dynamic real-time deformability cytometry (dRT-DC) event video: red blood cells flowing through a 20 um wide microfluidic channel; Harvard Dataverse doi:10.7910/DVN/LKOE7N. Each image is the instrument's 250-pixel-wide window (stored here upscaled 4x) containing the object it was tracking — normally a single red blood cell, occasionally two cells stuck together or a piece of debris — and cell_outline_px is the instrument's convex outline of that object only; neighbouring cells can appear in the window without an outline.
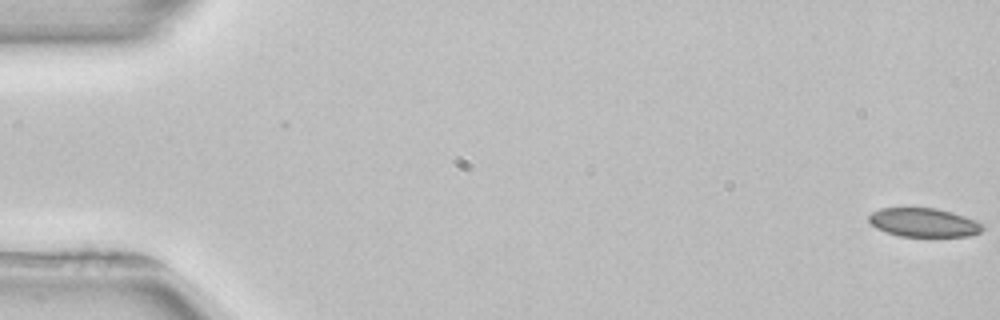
{"species": "common noctule bat (a hibernating species)", "species_latin": "Nyctalus noctula", "temperature_condition": "room temperature", "stored_images_in_passage": 53, "camera_frame_rate_fps": 3000, "um_per_image_px": 0.085, "animal": {"sex": "female", "body_mass_g": 22.7, "forearm_length_mm": 54.2}, "frame": {"image": 1, "passage_image": 1, "time_ms": 0.0, "image_size_px": [1000, 320], "cell_outline_px": [[984, 228], [980, 232], [968, 236], [900, 236], [876, 228], [868, 220], [868, 216], [872, 212], [880, 208], [936, 208], [952, 212], [964, 216], [980, 224]], "centroid_in_image_um": [78.48, 18.91], "position_along_channel_um": 6.5, "area_um2": 18.79}}
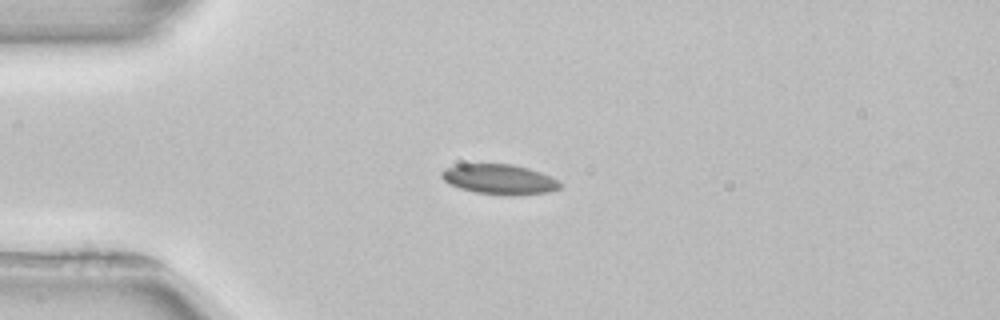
{"frame": {"image": 2, "passage_image": 14, "time_ms": 4.333, "image_size_px": [1000, 320], "cell_outline_px": [[560, 188], [548, 192], [476, 192], [460, 188], [448, 184], [440, 176], [440, 172], [444, 168], [456, 164], [512, 164], [528, 168], [540, 172], [556, 180], [560, 184]], "centroid_in_image_um": [42.33, 15.17], "position_along_channel_um": 42.7, "area_um2": 19.65}}
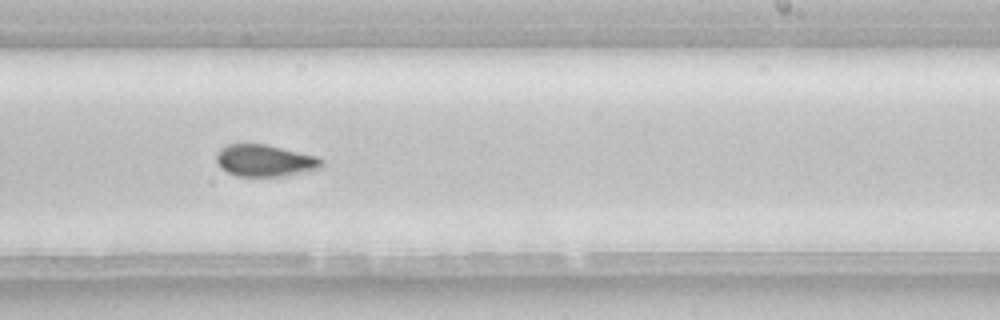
{"frame": {"image": 3, "passage_image": 33, "time_ms": 10.667, "image_size_px": [1000, 320], "cell_outline_px": [[324, 164], [320, 168], [284, 176], [236, 176], [220, 168], [216, 160], [216, 152], [220, 148], [228, 144], [268, 144], [316, 156], [324, 160]], "centroid_in_image_um": [22.5, 13.64], "position_along_channel_um": 266.5, "area_um2": 19.65}, "authors_computed_cell_mechanics": {"area_um2": 19.7676, "velocity_mm_per_s": 3.9292, "shape_relaxation_time_tau1_ms": null, "shape_relaxation_time_tau2_ms": 6.6616, "deformation_change_tau1": null, "deformation_change_tau2": 0.101}}